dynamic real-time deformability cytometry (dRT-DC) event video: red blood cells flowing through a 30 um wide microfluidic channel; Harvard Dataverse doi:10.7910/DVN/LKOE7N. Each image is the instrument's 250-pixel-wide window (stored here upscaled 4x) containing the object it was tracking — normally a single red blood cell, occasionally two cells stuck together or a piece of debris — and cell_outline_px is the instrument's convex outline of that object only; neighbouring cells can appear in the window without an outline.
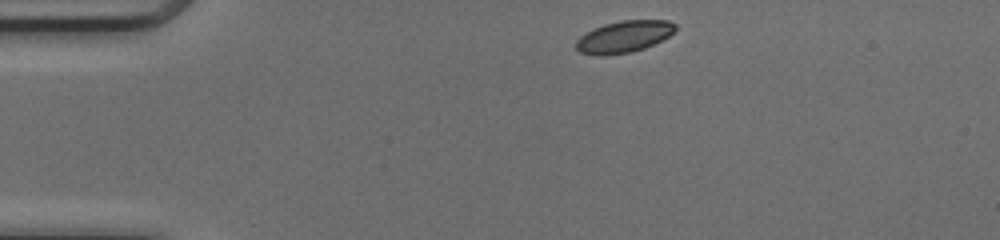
{"species": "common noctule bat (a hibernating species)", "species_latin": "Nyctalus noctula", "temperature_condition": "cold", "stored_images_in_passage": 41, "camera_frame_rate_fps": 3000, "um_per_image_px": 0.085, "animal": {"sex": "female", "body_mass_g": 17.0, "forearm_length_mm": 48.0}, "frame": {"image": 1, "passage_image": 1, "time_ms": 0.0, "image_size_px": [1000, 240], "cell_outline_px": [[676, 28], [668, 36], [644, 48], [628, 52], [600, 56], [596, 56], [580, 52], [576, 48], [576, 40], [580, 36], [604, 24], [620, 20], [668, 20], [676, 24]], "centroid_in_image_um": [53.02, 3.11], "position_along_channel_um": 32.0, "area_um2": 18.09}}
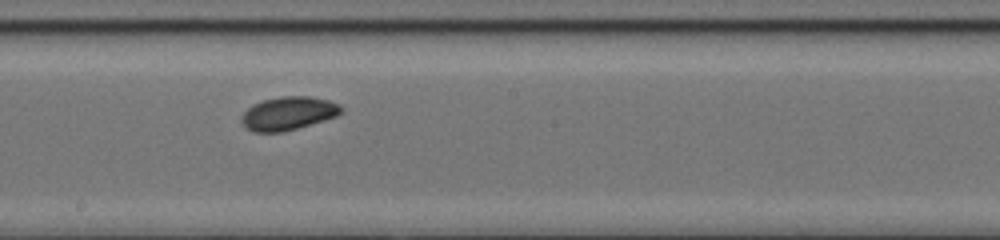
{"frame": {"image": 2, "passage_image": 19, "time_ms": 6.0, "image_size_px": [1000, 240], "cell_outline_px": [[344, 112], [336, 116], [324, 120], [284, 132], [252, 132], [244, 128], [240, 120], [240, 116], [252, 104], [264, 100], [280, 96], [308, 96], [328, 100], [340, 104], [344, 108]], "centroid_in_image_um": [24.49, 9.64], "position_along_channel_um": 223.7, "area_um2": 19.65}}
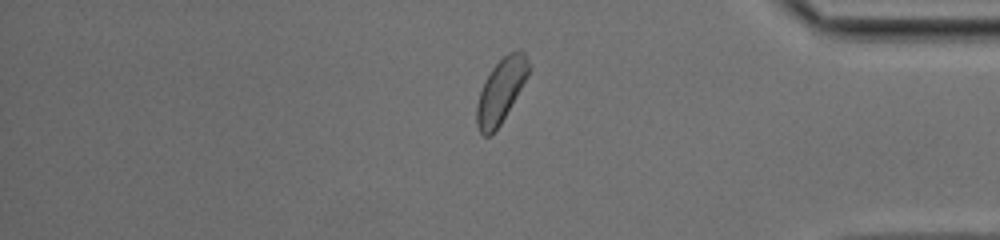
{"frame": {"image": 3, "passage_image": 33, "time_ms": 10.667, "image_size_px": [1000, 240], "cell_outline_px": [[528, 72], [520, 88], [500, 124], [488, 136], [484, 136], [480, 132], [476, 124], [476, 104], [480, 92], [492, 68], [508, 52], [524, 52], [528, 60]], "centroid_in_image_um": [42.53, 7.73], "position_along_channel_um": 392.7, "area_um2": 18.38}, "authors_computed_cell_mechanics": {"area_um2": 19.1318, "velocity_mm_per_s": 4.1423, "shape_relaxation_time_tau1_ms": null, "shape_relaxation_time_tau2_ms": 3.6065, "deformation_change_tau1": null, "deformation_change_tau2": 0.0661}}